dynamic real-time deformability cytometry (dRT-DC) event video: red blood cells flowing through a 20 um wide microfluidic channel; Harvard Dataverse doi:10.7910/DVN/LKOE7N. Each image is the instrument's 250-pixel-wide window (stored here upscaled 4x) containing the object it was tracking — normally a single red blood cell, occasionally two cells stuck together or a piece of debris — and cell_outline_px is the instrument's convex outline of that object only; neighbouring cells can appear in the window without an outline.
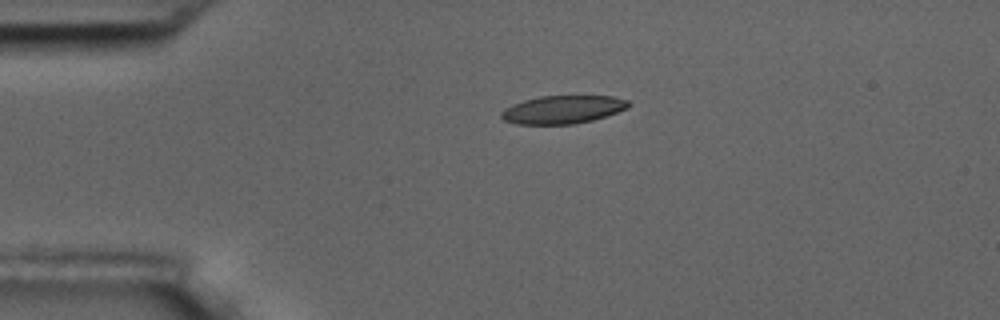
{"species": "common noctule bat (a hibernating species)", "species_latin": "Nyctalus noctula", "temperature_condition": "room temperature", "stored_images_in_passage": 2, "camera_frame_rate_fps": 3000, "um_per_image_px": 0.085, "animal": {"sex": "male", "body_mass_g": 17.5, "forearm_length_mm": 52.3}, "frame": {"image": 1, "passage_image": 1, "time_ms": 0.0, "image_size_px": [1000, 320], "cell_outline_px": [[632, 104], [628, 108], [592, 120], [576, 124], [516, 124], [504, 120], [500, 116], [500, 112], [504, 108], [512, 104], [524, 100], [540, 96], [612, 96], [628, 100]], "centroid_in_image_um": [47.82, 9.31], "position_along_channel_um": 37.2, "area_um2": 20.87}}